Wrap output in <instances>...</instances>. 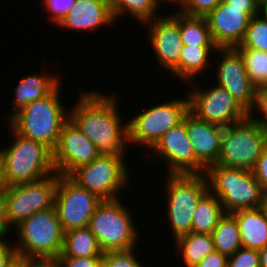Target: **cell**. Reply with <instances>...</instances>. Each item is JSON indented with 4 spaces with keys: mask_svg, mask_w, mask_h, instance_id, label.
I'll list each match as a JSON object with an SVG mask.
<instances>
[{
    "mask_svg": "<svg viewBox=\"0 0 267 267\" xmlns=\"http://www.w3.org/2000/svg\"><path fill=\"white\" fill-rule=\"evenodd\" d=\"M144 25H149L147 38L158 64L170 73L178 65L183 47L178 22L166 14Z\"/></svg>",
    "mask_w": 267,
    "mask_h": 267,
    "instance_id": "obj_18",
    "label": "cell"
},
{
    "mask_svg": "<svg viewBox=\"0 0 267 267\" xmlns=\"http://www.w3.org/2000/svg\"><path fill=\"white\" fill-rule=\"evenodd\" d=\"M228 256L218 251L208 254L193 267H227Z\"/></svg>",
    "mask_w": 267,
    "mask_h": 267,
    "instance_id": "obj_40",
    "label": "cell"
},
{
    "mask_svg": "<svg viewBox=\"0 0 267 267\" xmlns=\"http://www.w3.org/2000/svg\"><path fill=\"white\" fill-rule=\"evenodd\" d=\"M224 213L220 200L208 190L197 202L191 232L212 234Z\"/></svg>",
    "mask_w": 267,
    "mask_h": 267,
    "instance_id": "obj_25",
    "label": "cell"
},
{
    "mask_svg": "<svg viewBox=\"0 0 267 267\" xmlns=\"http://www.w3.org/2000/svg\"><path fill=\"white\" fill-rule=\"evenodd\" d=\"M216 85L226 89L249 113L255 102L257 88L248 78L243 58L236 48H217Z\"/></svg>",
    "mask_w": 267,
    "mask_h": 267,
    "instance_id": "obj_15",
    "label": "cell"
},
{
    "mask_svg": "<svg viewBox=\"0 0 267 267\" xmlns=\"http://www.w3.org/2000/svg\"><path fill=\"white\" fill-rule=\"evenodd\" d=\"M18 243H14L19 258L58 259L64 241V231L55 208L34 213L13 228Z\"/></svg>",
    "mask_w": 267,
    "mask_h": 267,
    "instance_id": "obj_5",
    "label": "cell"
},
{
    "mask_svg": "<svg viewBox=\"0 0 267 267\" xmlns=\"http://www.w3.org/2000/svg\"><path fill=\"white\" fill-rule=\"evenodd\" d=\"M256 111L259 112L260 116H257V117L256 115L254 116ZM261 114L263 117L261 116ZM248 117L253 122L257 123L264 130L267 131V88L257 89L256 95H255V102H254L253 108L249 112Z\"/></svg>",
    "mask_w": 267,
    "mask_h": 267,
    "instance_id": "obj_35",
    "label": "cell"
},
{
    "mask_svg": "<svg viewBox=\"0 0 267 267\" xmlns=\"http://www.w3.org/2000/svg\"><path fill=\"white\" fill-rule=\"evenodd\" d=\"M215 251L230 256L241 247L239 226L232 213H224L212 232Z\"/></svg>",
    "mask_w": 267,
    "mask_h": 267,
    "instance_id": "obj_28",
    "label": "cell"
},
{
    "mask_svg": "<svg viewBox=\"0 0 267 267\" xmlns=\"http://www.w3.org/2000/svg\"><path fill=\"white\" fill-rule=\"evenodd\" d=\"M6 185L4 180L3 153L0 149V195H3Z\"/></svg>",
    "mask_w": 267,
    "mask_h": 267,
    "instance_id": "obj_44",
    "label": "cell"
},
{
    "mask_svg": "<svg viewBox=\"0 0 267 267\" xmlns=\"http://www.w3.org/2000/svg\"><path fill=\"white\" fill-rule=\"evenodd\" d=\"M223 0H185L180 12L188 16L206 17Z\"/></svg>",
    "mask_w": 267,
    "mask_h": 267,
    "instance_id": "obj_33",
    "label": "cell"
},
{
    "mask_svg": "<svg viewBox=\"0 0 267 267\" xmlns=\"http://www.w3.org/2000/svg\"><path fill=\"white\" fill-rule=\"evenodd\" d=\"M69 110V119L90 139L100 155L124 157L128 146L127 122L122 123L115 96L83 91ZM127 143V144H126Z\"/></svg>",
    "mask_w": 267,
    "mask_h": 267,
    "instance_id": "obj_1",
    "label": "cell"
},
{
    "mask_svg": "<svg viewBox=\"0 0 267 267\" xmlns=\"http://www.w3.org/2000/svg\"><path fill=\"white\" fill-rule=\"evenodd\" d=\"M125 160L118 155H99L91 163L78 167L69 177L101 200H115L131 180Z\"/></svg>",
    "mask_w": 267,
    "mask_h": 267,
    "instance_id": "obj_10",
    "label": "cell"
},
{
    "mask_svg": "<svg viewBox=\"0 0 267 267\" xmlns=\"http://www.w3.org/2000/svg\"><path fill=\"white\" fill-rule=\"evenodd\" d=\"M231 7L237 8H258V4L255 0H223Z\"/></svg>",
    "mask_w": 267,
    "mask_h": 267,
    "instance_id": "obj_43",
    "label": "cell"
},
{
    "mask_svg": "<svg viewBox=\"0 0 267 267\" xmlns=\"http://www.w3.org/2000/svg\"><path fill=\"white\" fill-rule=\"evenodd\" d=\"M227 267H260V256L257 250L241 247L228 256Z\"/></svg>",
    "mask_w": 267,
    "mask_h": 267,
    "instance_id": "obj_34",
    "label": "cell"
},
{
    "mask_svg": "<svg viewBox=\"0 0 267 267\" xmlns=\"http://www.w3.org/2000/svg\"><path fill=\"white\" fill-rule=\"evenodd\" d=\"M254 177L260 183L263 193L267 192V143L264 145L262 153L258 158L254 169Z\"/></svg>",
    "mask_w": 267,
    "mask_h": 267,
    "instance_id": "obj_38",
    "label": "cell"
},
{
    "mask_svg": "<svg viewBox=\"0 0 267 267\" xmlns=\"http://www.w3.org/2000/svg\"><path fill=\"white\" fill-rule=\"evenodd\" d=\"M217 46L183 45L178 65L170 72L186 84L193 82V78L207 70L211 53L216 52ZM206 68V69H205Z\"/></svg>",
    "mask_w": 267,
    "mask_h": 267,
    "instance_id": "obj_23",
    "label": "cell"
},
{
    "mask_svg": "<svg viewBox=\"0 0 267 267\" xmlns=\"http://www.w3.org/2000/svg\"><path fill=\"white\" fill-rule=\"evenodd\" d=\"M57 75L43 72L41 75L33 73L23 76L14 90L15 98L12 101L14 113L9 115L8 120L29 103L47 96L59 83H62Z\"/></svg>",
    "mask_w": 267,
    "mask_h": 267,
    "instance_id": "obj_21",
    "label": "cell"
},
{
    "mask_svg": "<svg viewBox=\"0 0 267 267\" xmlns=\"http://www.w3.org/2000/svg\"><path fill=\"white\" fill-rule=\"evenodd\" d=\"M26 267H60L58 259H26Z\"/></svg>",
    "mask_w": 267,
    "mask_h": 267,
    "instance_id": "obj_42",
    "label": "cell"
},
{
    "mask_svg": "<svg viewBox=\"0 0 267 267\" xmlns=\"http://www.w3.org/2000/svg\"><path fill=\"white\" fill-rule=\"evenodd\" d=\"M244 61L251 83L257 88H267V52L247 48H236Z\"/></svg>",
    "mask_w": 267,
    "mask_h": 267,
    "instance_id": "obj_30",
    "label": "cell"
},
{
    "mask_svg": "<svg viewBox=\"0 0 267 267\" xmlns=\"http://www.w3.org/2000/svg\"><path fill=\"white\" fill-rule=\"evenodd\" d=\"M6 238H0V267H9L18 257L14 245H11Z\"/></svg>",
    "mask_w": 267,
    "mask_h": 267,
    "instance_id": "obj_39",
    "label": "cell"
},
{
    "mask_svg": "<svg viewBox=\"0 0 267 267\" xmlns=\"http://www.w3.org/2000/svg\"><path fill=\"white\" fill-rule=\"evenodd\" d=\"M9 131L13 143L1 148L6 186L37 181L56 172L53 152L48 147L19 135L11 127Z\"/></svg>",
    "mask_w": 267,
    "mask_h": 267,
    "instance_id": "obj_3",
    "label": "cell"
},
{
    "mask_svg": "<svg viewBox=\"0 0 267 267\" xmlns=\"http://www.w3.org/2000/svg\"><path fill=\"white\" fill-rule=\"evenodd\" d=\"M151 151L154 157L156 154L158 159H164L169 174H205L206 167L195 157L189 140L186 115L181 123L162 135Z\"/></svg>",
    "mask_w": 267,
    "mask_h": 267,
    "instance_id": "obj_14",
    "label": "cell"
},
{
    "mask_svg": "<svg viewBox=\"0 0 267 267\" xmlns=\"http://www.w3.org/2000/svg\"><path fill=\"white\" fill-rule=\"evenodd\" d=\"M258 252L260 256V267H267V246Z\"/></svg>",
    "mask_w": 267,
    "mask_h": 267,
    "instance_id": "obj_46",
    "label": "cell"
},
{
    "mask_svg": "<svg viewBox=\"0 0 267 267\" xmlns=\"http://www.w3.org/2000/svg\"><path fill=\"white\" fill-rule=\"evenodd\" d=\"M101 201L69 176L58 174L54 208L64 232L88 227L90 218Z\"/></svg>",
    "mask_w": 267,
    "mask_h": 267,
    "instance_id": "obj_13",
    "label": "cell"
},
{
    "mask_svg": "<svg viewBox=\"0 0 267 267\" xmlns=\"http://www.w3.org/2000/svg\"><path fill=\"white\" fill-rule=\"evenodd\" d=\"M115 23L110 0H75L57 26L76 31H94Z\"/></svg>",
    "mask_w": 267,
    "mask_h": 267,
    "instance_id": "obj_19",
    "label": "cell"
},
{
    "mask_svg": "<svg viewBox=\"0 0 267 267\" xmlns=\"http://www.w3.org/2000/svg\"><path fill=\"white\" fill-rule=\"evenodd\" d=\"M9 267H26V258L17 257Z\"/></svg>",
    "mask_w": 267,
    "mask_h": 267,
    "instance_id": "obj_47",
    "label": "cell"
},
{
    "mask_svg": "<svg viewBox=\"0 0 267 267\" xmlns=\"http://www.w3.org/2000/svg\"><path fill=\"white\" fill-rule=\"evenodd\" d=\"M189 84L192 87L187 93L189 97V111L198 119L214 123L223 127L239 123L248 118L249 113L224 88L212 85L208 89ZM194 88V89H193Z\"/></svg>",
    "mask_w": 267,
    "mask_h": 267,
    "instance_id": "obj_12",
    "label": "cell"
},
{
    "mask_svg": "<svg viewBox=\"0 0 267 267\" xmlns=\"http://www.w3.org/2000/svg\"><path fill=\"white\" fill-rule=\"evenodd\" d=\"M205 175L208 190L220 200L225 213L261 207L264 193L252 171L210 165Z\"/></svg>",
    "mask_w": 267,
    "mask_h": 267,
    "instance_id": "obj_4",
    "label": "cell"
},
{
    "mask_svg": "<svg viewBox=\"0 0 267 267\" xmlns=\"http://www.w3.org/2000/svg\"><path fill=\"white\" fill-rule=\"evenodd\" d=\"M239 226L243 248L261 250L267 246V216L261 207L232 213Z\"/></svg>",
    "mask_w": 267,
    "mask_h": 267,
    "instance_id": "obj_22",
    "label": "cell"
},
{
    "mask_svg": "<svg viewBox=\"0 0 267 267\" xmlns=\"http://www.w3.org/2000/svg\"><path fill=\"white\" fill-rule=\"evenodd\" d=\"M266 143L267 131L248 117L224 127L219 158L213 165L252 171Z\"/></svg>",
    "mask_w": 267,
    "mask_h": 267,
    "instance_id": "obj_8",
    "label": "cell"
},
{
    "mask_svg": "<svg viewBox=\"0 0 267 267\" xmlns=\"http://www.w3.org/2000/svg\"><path fill=\"white\" fill-rule=\"evenodd\" d=\"M155 105V106H154ZM127 122L128 143L150 149L171 128L181 123L189 112V97L154 104Z\"/></svg>",
    "mask_w": 267,
    "mask_h": 267,
    "instance_id": "obj_9",
    "label": "cell"
},
{
    "mask_svg": "<svg viewBox=\"0 0 267 267\" xmlns=\"http://www.w3.org/2000/svg\"><path fill=\"white\" fill-rule=\"evenodd\" d=\"M258 8L231 7L222 1L207 16L210 34L218 48H235L244 39L250 19Z\"/></svg>",
    "mask_w": 267,
    "mask_h": 267,
    "instance_id": "obj_17",
    "label": "cell"
},
{
    "mask_svg": "<svg viewBox=\"0 0 267 267\" xmlns=\"http://www.w3.org/2000/svg\"><path fill=\"white\" fill-rule=\"evenodd\" d=\"M99 155L96 146L69 119L63 125L57 147L53 151V164L59 175L69 176Z\"/></svg>",
    "mask_w": 267,
    "mask_h": 267,
    "instance_id": "obj_16",
    "label": "cell"
},
{
    "mask_svg": "<svg viewBox=\"0 0 267 267\" xmlns=\"http://www.w3.org/2000/svg\"><path fill=\"white\" fill-rule=\"evenodd\" d=\"M45 11L49 13V20L58 24L59 21L70 11L73 7L75 0H42Z\"/></svg>",
    "mask_w": 267,
    "mask_h": 267,
    "instance_id": "obj_36",
    "label": "cell"
},
{
    "mask_svg": "<svg viewBox=\"0 0 267 267\" xmlns=\"http://www.w3.org/2000/svg\"><path fill=\"white\" fill-rule=\"evenodd\" d=\"M113 16L119 20V16L129 14L136 18V20L143 24L156 19L157 12L160 9V2L158 0H110Z\"/></svg>",
    "mask_w": 267,
    "mask_h": 267,
    "instance_id": "obj_29",
    "label": "cell"
},
{
    "mask_svg": "<svg viewBox=\"0 0 267 267\" xmlns=\"http://www.w3.org/2000/svg\"><path fill=\"white\" fill-rule=\"evenodd\" d=\"M179 25L183 45L216 46L212 40L206 17L188 16L181 13L170 14Z\"/></svg>",
    "mask_w": 267,
    "mask_h": 267,
    "instance_id": "obj_26",
    "label": "cell"
},
{
    "mask_svg": "<svg viewBox=\"0 0 267 267\" xmlns=\"http://www.w3.org/2000/svg\"><path fill=\"white\" fill-rule=\"evenodd\" d=\"M261 208L264 211L265 215L267 216V192L263 194Z\"/></svg>",
    "mask_w": 267,
    "mask_h": 267,
    "instance_id": "obj_49",
    "label": "cell"
},
{
    "mask_svg": "<svg viewBox=\"0 0 267 267\" xmlns=\"http://www.w3.org/2000/svg\"><path fill=\"white\" fill-rule=\"evenodd\" d=\"M120 199L102 200L90 218L88 227L103 253L135 248L139 240L132 213Z\"/></svg>",
    "mask_w": 267,
    "mask_h": 267,
    "instance_id": "obj_6",
    "label": "cell"
},
{
    "mask_svg": "<svg viewBox=\"0 0 267 267\" xmlns=\"http://www.w3.org/2000/svg\"><path fill=\"white\" fill-rule=\"evenodd\" d=\"M185 267H193L215 251L212 234L190 232L175 240Z\"/></svg>",
    "mask_w": 267,
    "mask_h": 267,
    "instance_id": "obj_27",
    "label": "cell"
},
{
    "mask_svg": "<svg viewBox=\"0 0 267 267\" xmlns=\"http://www.w3.org/2000/svg\"><path fill=\"white\" fill-rule=\"evenodd\" d=\"M58 173L43 179L8 185L3 193L6 220L10 228H15L34 213L54 207Z\"/></svg>",
    "mask_w": 267,
    "mask_h": 267,
    "instance_id": "obj_11",
    "label": "cell"
},
{
    "mask_svg": "<svg viewBox=\"0 0 267 267\" xmlns=\"http://www.w3.org/2000/svg\"><path fill=\"white\" fill-rule=\"evenodd\" d=\"M60 267H102L103 257H59Z\"/></svg>",
    "mask_w": 267,
    "mask_h": 267,
    "instance_id": "obj_37",
    "label": "cell"
},
{
    "mask_svg": "<svg viewBox=\"0 0 267 267\" xmlns=\"http://www.w3.org/2000/svg\"><path fill=\"white\" fill-rule=\"evenodd\" d=\"M136 247L129 250L108 251L103 253L102 267H145L136 259Z\"/></svg>",
    "mask_w": 267,
    "mask_h": 267,
    "instance_id": "obj_32",
    "label": "cell"
},
{
    "mask_svg": "<svg viewBox=\"0 0 267 267\" xmlns=\"http://www.w3.org/2000/svg\"><path fill=\"white\" fill-rule=\"evenodd\" d=\"M235 48L267 52V21L256 15L250 19L243 41Z\"/></svg>",
    "mask_w": 267,
    "mask_h": 267,
    "instance_id": "obj_31",
    "label": "cell"
},
{
    "mask_svg": "<svg viewBox=\"0 0 267 267\" xmlns=\"http://www.w3.org/2000/svg\"><path fill=\"white\" fill-rule=\"evenodd\" d=\"M186 129L195 157L206 168L215 164L220 154L224 127L198 119L189 111L186 114Z\"/></svg>",
    "mask_w": 267,
    "mask_h": 267,
    "instance_id": "obj_20",
    "label": "cell"
},
{
    "mask_svg": "<svg viewBox=\"0 0 267 267\" xmlns=\"http://www.w3.org/2000/svg\"><path fill=\"white\" fill-rule=\"evenodd\" d=\"M258 16L267 21V0L258 5Z\"/></svg>",
    "mask_w": 267,
    "mask_h": 267,
    "instance_id": "obj_45",
    "label": "cell"
},
{
    "mask_svg": "<svg viewBox=\"0 0 267 267\" xmlns=\"http://www.w3.org/2000/svg\"><path fill=\"white\" fill-rule=\"evenodd\" d=\"M59 257H103L95 235L89 227L71 229L64 233Z\"/></svg>",
    "mask_w": 267,
    "mask_h": 267,
    "instance_id": "obj_24",
    "label": "cell"
},
{
    "mask_svg": "<svg viewBox=\"0 0 267 267\" xmlns=\"http://www.w3.org/2000/svg\"><path fill=\"white\" fill-rule=\"evenodd\" d=\"M11 228L6 220L5 200L3 195H0V238L8 237Z\"/></svg>",
    "mask_w": 267,
    "mask_h": 267,
    "instance_id": "obj_41",
    "label": "cell"
},
{
    "mask_svg": "<svg viewBox=\"0 0 267 267\" xmlns=\"http://www.w3.org/2000/svg\"><path fill=\"white\" fill-rule=\"evenodd\" d=\"M59 83L47 96L26 105L8 120V126L19 135L56 149L63 125L69 120L60 99Z\"/></svg>",
    "mask_w": 267,
    "mask_h": 267,
    "instance_id": "obj_2",
    "label": "cell"
},
{
    "mask_svg": "<svg viewBox=\"0 0 267 267\" xmlns=\"http://www.w3.org/2000/svg\"><path fill=\"white\" fill-rule=\"evenodd\" d=\"M161 3H167V4H177L178 7L181 6V4L185 1V0H158Z\"/></svg>",
    "mask_w": 267,
    "mask_h": 267,
    "instance_id": "obj_48",
    "label": "cell"
},
{
    "mask_svg": "<svg viewBox=\"0 0 267 267\" xmlns=\"http://www.w3.org/2000/svg\"><path fill=\"white\" fill-rule=\"evenodd\" d=\"M166 177V213L176 240L191 232L194 210L208 191V182L205 174L168 173Z\"/></svg>",
    "mask_w": 267,
    "mask_h": 267,
    "instance_id": "obj_7",
    "label": "cell"
},
{
    "mask_svg": "<svg viewBox=\"0 0 267 267\" xmlns=\"http://www.w3.org/2000/svg\"><path fill=\"white\" fill-rule=\"evenodd\" d=\"M266 1V0H255V2L259 5L261 2Z\"/></svg>",
    "mask_w": 267,
    "mask_h": 267,
    "instance_id": "obj_50",
    "label": "cell"
}]
</instances>
